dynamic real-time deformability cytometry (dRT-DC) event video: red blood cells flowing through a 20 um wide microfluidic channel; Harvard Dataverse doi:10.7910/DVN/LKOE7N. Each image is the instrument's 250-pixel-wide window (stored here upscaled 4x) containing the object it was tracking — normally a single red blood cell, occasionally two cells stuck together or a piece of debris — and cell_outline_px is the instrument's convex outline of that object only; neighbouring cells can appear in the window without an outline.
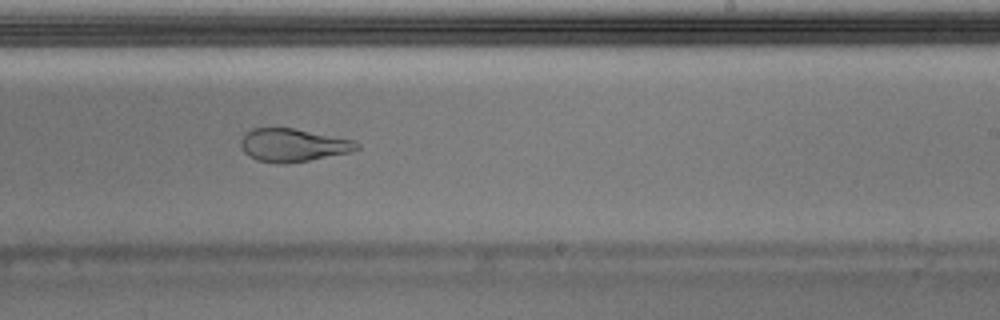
{"species": "Egyptian fruit bat (a non-hibernating species)", "species_latin": "Rousettus aegyptiacus", "temperature_condition": "warm", "stored_images_in_passage": 36, "camera_frame_rate_fps": 3000, "um_per_image_px": 0.085, "animal": {"sex": "male"}, "frame": {"image": 1, "passage_image": 21, "time_ms": 6.667, "image_size_px": [1000, 320], "cell_outline_px": [[360, 148], [352, 152], [308, 160], [284, 164], [280, 164], [256, 160], [248, 156], [244, 152], [240, 144], [240, 140], [252, 128], [292, 128], [356, 140], [360, 144]], "centroid_in_image_um": [24.93, 12.34], "position_along_channel_um": 264.1, "area_um2": 22.37}}
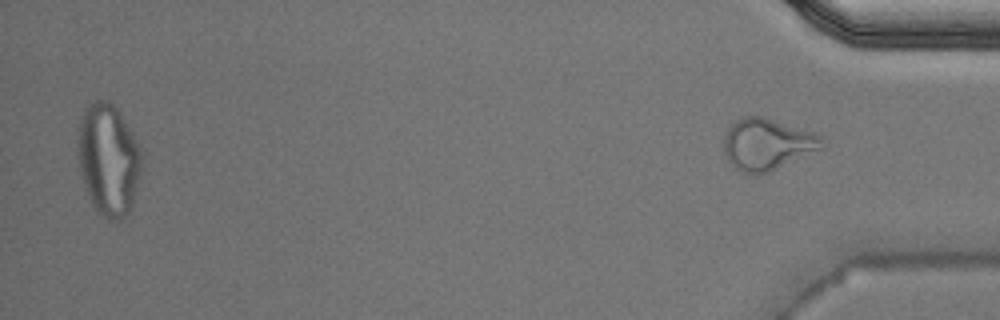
{"frame": {"image": 2, "passage_image": 36, "time_ms": 11.667, "image_size_px": [1000, 320], "cell_outline_px": [[824, 148], [768, 172], [740, 172], [728, 160], [724, 152], [724, 136], [728, 128], [736, 120], [744, 116], [764, 116], [816, 132], [820, 136]], "centroid_in_image_um": [65.22, 12.22], "position_along_channel_um": 370.0, "area_um2": 29.3}}